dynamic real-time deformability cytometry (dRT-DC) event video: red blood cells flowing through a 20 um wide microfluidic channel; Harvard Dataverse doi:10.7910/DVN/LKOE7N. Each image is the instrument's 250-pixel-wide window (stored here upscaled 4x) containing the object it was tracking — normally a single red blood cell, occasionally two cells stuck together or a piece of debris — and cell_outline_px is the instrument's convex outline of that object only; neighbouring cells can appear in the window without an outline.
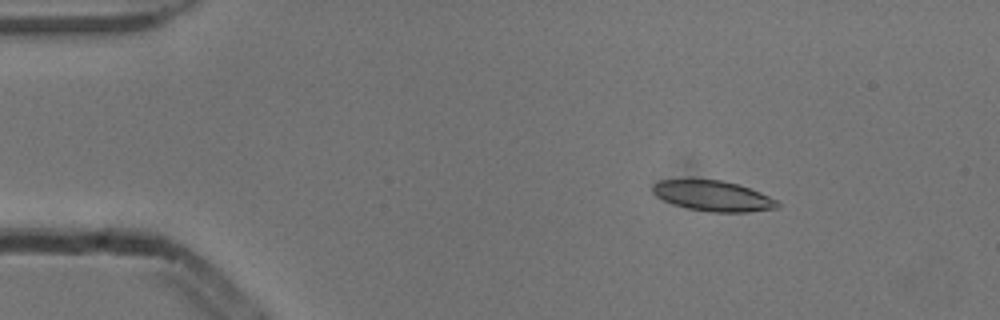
{"species": "common noctule bat (a hibernating species)", "species_latin": "Nyctalus noctula", "temperature_condition": "cold", "stored_images_in_passage": 4, "camera_frame_rate_fps": 3000, "um_per_image_px": 0.085, "animal": {"sex": "male", "body_mass_g": 13.3}, "frame": {"image": 1, "passage_image": 2, "time_ms": 0.333, "image_size_px": [1000, 320], "cell_outline_px": [[780, 204], [776, 208], [748, 212], [708, 212], [688, 208], [672, 204], [656, 196], [652, 192], [652, 184], [660, 180], [720, 180], [736, 184], [760, 192], [776, 200]], "centroid_in_image_um": [60.57, 16.66], "position_along_channel_um": 24.4, "area_um2": 21.91}}